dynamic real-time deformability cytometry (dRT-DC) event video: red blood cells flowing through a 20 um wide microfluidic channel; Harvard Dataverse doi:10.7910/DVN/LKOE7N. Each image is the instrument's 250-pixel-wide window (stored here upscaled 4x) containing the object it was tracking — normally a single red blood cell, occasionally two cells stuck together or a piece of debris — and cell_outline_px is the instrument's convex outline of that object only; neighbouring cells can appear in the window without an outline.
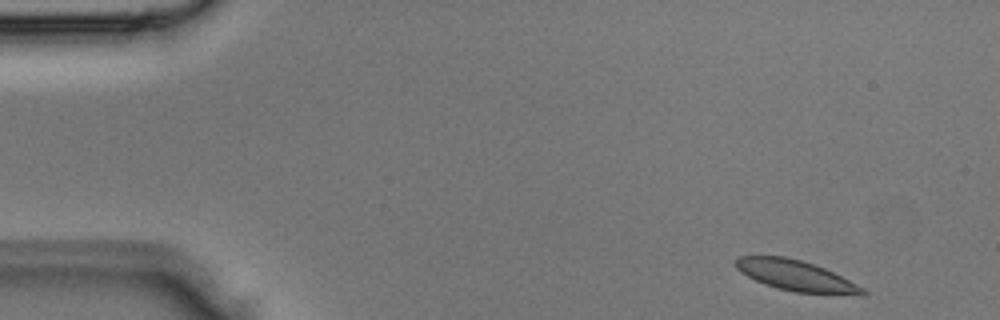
{"species": "Egyptian fruit bat (a non-hibernating species)", "species_latin": "Rousettus aegyptiacus", "temperature_condition": "room temperature", "stored_images_in_passage": 3, "camera_frame_rate_fps": 3000, "um_per_image_px": 0.085, "animal": {"sex": "male"}, "frame": {"image": 1, "passage_image": 1, "time_ms": 0.0, "image_size_px": [1000, 320], "cell_outline_px": [[868, 292], [864, 296], [860, 296], [796, 292], [776, 288], [764, 284], [740, 272], [732, 264], [740, 256], [784, 256], [800, 260], [824, 268], [864, 288]], "centroid_in_image_um": [67.66, 23.45], "position_along_channel_um": 17.3, "area_um2": 22.66}}